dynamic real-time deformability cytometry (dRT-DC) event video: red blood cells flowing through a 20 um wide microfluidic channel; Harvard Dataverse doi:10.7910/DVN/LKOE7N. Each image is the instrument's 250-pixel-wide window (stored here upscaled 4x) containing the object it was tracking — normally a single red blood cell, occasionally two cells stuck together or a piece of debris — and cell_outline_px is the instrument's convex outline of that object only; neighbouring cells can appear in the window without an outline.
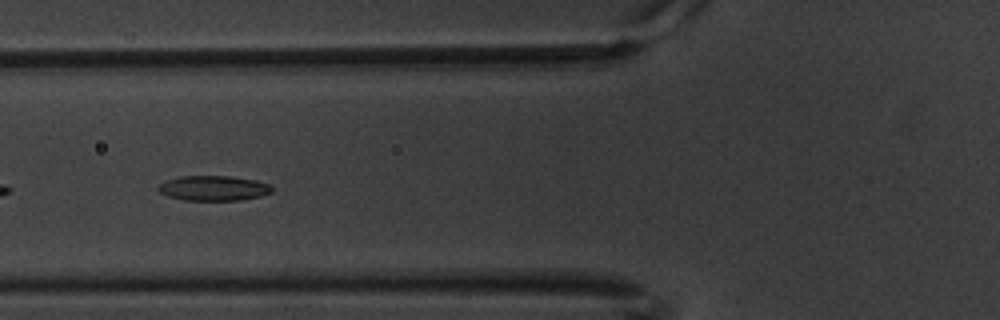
{"species": "common noctule bat (a hibernating species)", "species_latin": "Nyctalus noctula", "temperature_condition": "warm", "stored_images_in_passage": 16, "camera_frame_rate_fps": 3000, "um_per_image_px": 0.085, "animal": {"sex": "male", "body_mass_g": 20.1, "forearm_length_mm": 53.5}, "frame": {"image": 1, "passage_image": 7, "time_ms": 2.0, "image_size_px": [1000, 320], "cell_outline_px": [[272, 192], [260, 196], [240, 200], [184, 200], [168, 196], [160, 192], [156, 188], [164, 180], [180, 176], [232, 176], [256, 180], [268, 184], [272, 188]], "centroid_in_image_um": [18.12, 15.99], "position_along_channel_um": 107.7, "area_um2": 16.59}}
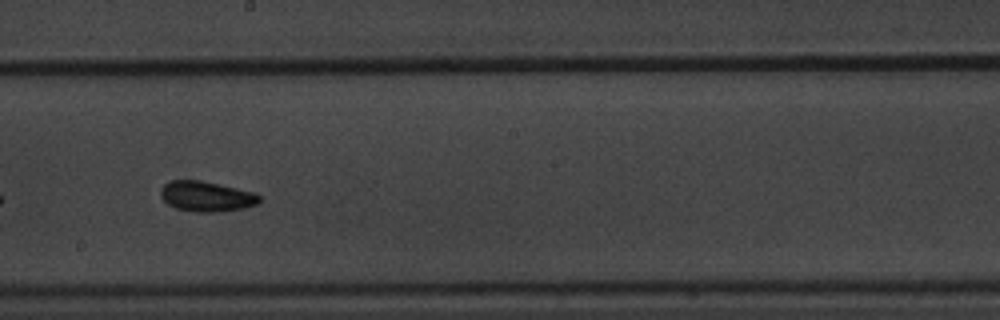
{"frame": {"image": 2, "passage_image": 10, "time_ms": 3.0, "image_size_px": [1000, 320], "cell_outline_px": [[260, 200], [256, 204], [244, 208], [220, 212], [200, 212], [176, 208], [168, 204], [160, 196], [160, 192], [164, 184], [172, 180], [200, 180], [220, 184], [256, 192], [260, 196]], "centroid_in_image_um": [17.57, 16.69], "position_along_channel_um": 230.6, "area_um2": 17.46}}